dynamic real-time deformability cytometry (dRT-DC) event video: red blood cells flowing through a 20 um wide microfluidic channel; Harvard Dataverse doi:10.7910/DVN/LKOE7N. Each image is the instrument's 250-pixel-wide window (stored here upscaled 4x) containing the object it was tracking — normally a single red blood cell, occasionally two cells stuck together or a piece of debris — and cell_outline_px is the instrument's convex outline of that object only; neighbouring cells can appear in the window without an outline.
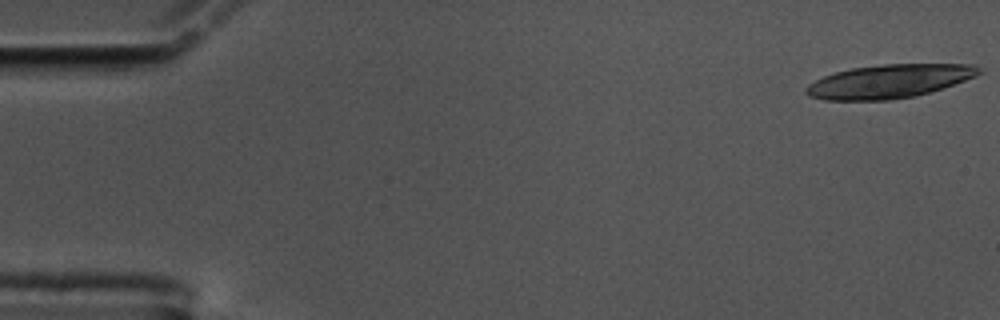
{"species": "common noctule bat (a hibernating species)", "species_latin": "Nyctalus noctula", "temperature_condition": "cold", "stored_images_in_passage": 16, "camera_frame_rate_fps": 3000, "um_per_image_px": 0.085, "animal": {"sex": "male", "body_mass_g": 17.5, "forearm_length_mm": 52.3}, "frame": {"image": 1, "passage_image": 1, "time_ms": 0.0, "image_size_px": [1000, 320], "cell_outline_px": [[984, 72], [976, 76], [916, 96], [888, 100], [824, 100], [808, 96], [804, 92], [804, 88], [808, 84], [824, 76], [836, 72], [852, 68], [880, 64], [976, 64]], "centroid_in_image_um": [75.55, 6.91], "position_along_channel_um": 9.4, "area_um2": 33.76}}